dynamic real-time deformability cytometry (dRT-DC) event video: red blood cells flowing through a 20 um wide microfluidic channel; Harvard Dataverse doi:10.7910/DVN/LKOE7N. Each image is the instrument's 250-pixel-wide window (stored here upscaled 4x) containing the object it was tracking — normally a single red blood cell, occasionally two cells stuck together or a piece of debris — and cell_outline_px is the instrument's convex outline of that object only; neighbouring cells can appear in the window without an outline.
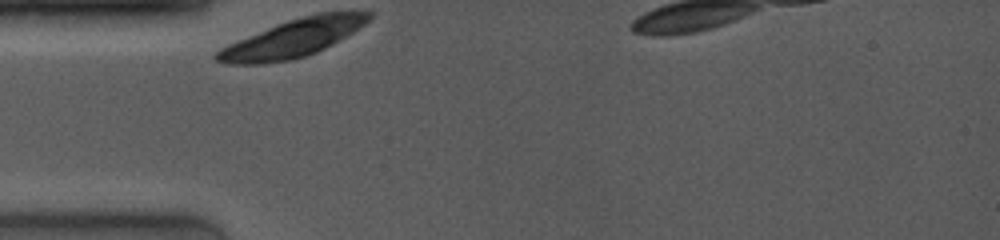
{"species": "common noctule bat (a hibernating species)", "species_latin": "Nyctalus noctula", "temperature_condition": "room temperature", "stored_images_in_passage": 1, "camera_frame_rate_fps": 4000, "um_per_image_px": 0.085, "animal": {"sex": "female", "body_mass_g": 19.0, "forearm_length_mm": 53.3}, "frame": {"image": 1, "passage_image": 1, "time_ms": 0.0, "image_size_px": [1000, 240], "cell_outline_px": [[372, 16], [364, 24], [352, 32], [324, 48], [316, 52], [292, 60], [260, 64], [228, 64], [216, 60], [212, 56], [220, 48], [228, 44], [276, 24], [288, 20], [316, 12], [372, 12]], "centroid_in_image_um": [24.83, 3.26], "position_along_channel_um": 60.2, "area_um2": 33.0}}